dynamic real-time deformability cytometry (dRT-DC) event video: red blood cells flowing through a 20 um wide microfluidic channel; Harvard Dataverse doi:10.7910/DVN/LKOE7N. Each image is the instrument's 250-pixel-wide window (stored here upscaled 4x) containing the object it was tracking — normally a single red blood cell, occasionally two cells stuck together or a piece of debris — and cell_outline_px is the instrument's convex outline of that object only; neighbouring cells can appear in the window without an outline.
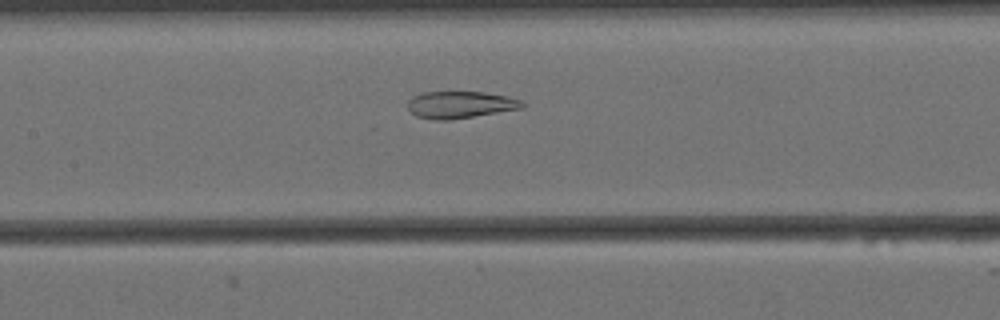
{"species": "Egyptian fruit bat (a non-hibernating species)", "species_latin": "Rousettus aegyptiacus", "temperature_condition": "cold", "stored_images_in_passage": 41, "camera_frame_rate_fps": 3000, "um_per_image_px": 0.085, "animal": {"sex": "female"}, "frame": {"image": 1, "passage_image": 13, "time_ms": 4.0, "image_size_px": [1000, 320], "cell_outline_px": [[524, 108], [448, 120], [436, 120], [416, 116], [408, 108], [408, 100], [412, 96], [424, 92], [484, 92], [508, 96], [520, 100], [524, 104]], "centroid_in_image_um": [39.11, 8.89], "position_along_channel_um": 168.3, "area_um2": 17.92}}
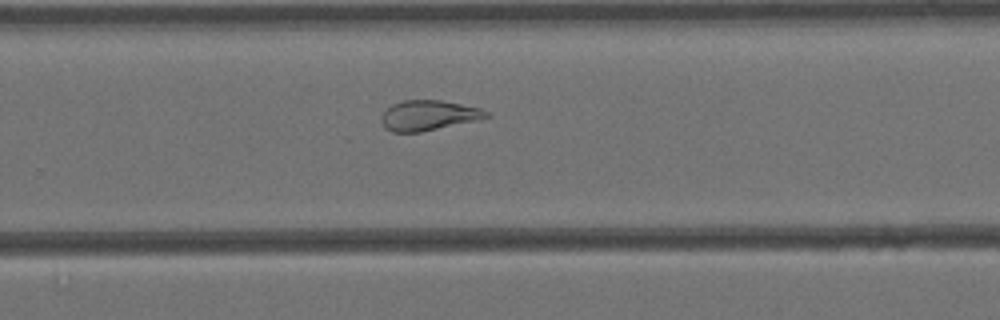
{"frame": {"image": 2, "passage_image": 24, "time_ms": 7.667, "image_size_px": [1000, 320], "cell_outline_px": [[492, 116], [480, 120], [420, 132], [392, 132], [384, 128], [380, 120], [380, 116], [392, 104], [404, 100], [440, 100], [480, 108], [488, 112]], "centroid_in_image_um": [36.42, 9.82], "position_along_channel_um": 293.4, "area_um2": 18.55}}
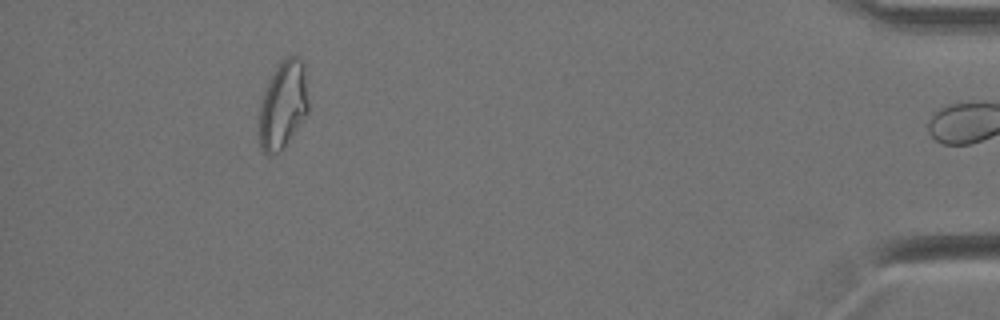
{"frame": {"image": 3, "passage_image": 40, "time_ms": 13.0, "image_size_px": [1000, 320], "cell_outline_px": [[308, 112], [280, 152], [268, 156], [260, 148], [260, 104], [264, 88], [276, 68], [288, 56], [296, 56], [304, 64], [308, 100]], "centroid_in_image_um": [24.05, 8.93], "position_along_channel_um": 411.1, "area_um2": 24.85}, "authors_computed_cell_mechanics": {"area_um2": 19.4208, "velocity_mm_per_s": 3.4342, "shape_relaxation_time_tau1_ms": null, "shape_relaxation_time_tau2_ms": 2.2192, "deformation_change_tau1": null, "deformation_change_tau2": 0.0939}}